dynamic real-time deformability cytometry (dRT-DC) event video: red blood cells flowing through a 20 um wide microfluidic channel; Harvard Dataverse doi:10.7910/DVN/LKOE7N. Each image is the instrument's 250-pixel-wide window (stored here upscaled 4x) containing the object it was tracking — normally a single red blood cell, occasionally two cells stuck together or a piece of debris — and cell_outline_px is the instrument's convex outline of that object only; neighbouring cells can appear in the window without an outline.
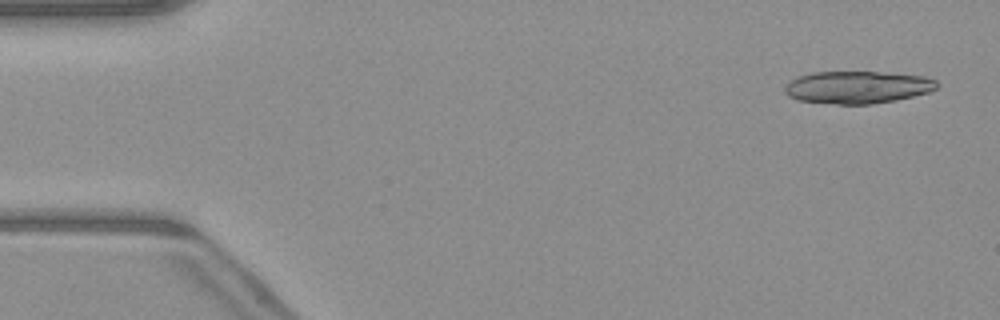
{"species": "common noctule bat (a hibernating species)", "species_latin": "Nyctalus noctula", "temperature_condition": "warm", "stored_images_in_passage": 16, "camera_frame_rate_fps": 3000, "um_per_image_px": 0.085, "animal": {"sex": "male", "body_mass_g": 23.1, "forearm_length_mm": 52.7}, "frame": {"image": 1, "passage_image": 2, "time_ms": 0.333, "image_size_px": [1000, 320], "cell_outline_px": [[936, 88], [928, 92], [896, 100], [872, 104], [836, 104], [796, 100], [788, 96], [784, 92], [784, 88], [796, 76], [812, 72], [880, 72], [924, 76], [936, 80]], "centroid_in_image_um": [72.84, 7.42], "position_along_channel_um": 12.2, "area_um2": 28.67}}